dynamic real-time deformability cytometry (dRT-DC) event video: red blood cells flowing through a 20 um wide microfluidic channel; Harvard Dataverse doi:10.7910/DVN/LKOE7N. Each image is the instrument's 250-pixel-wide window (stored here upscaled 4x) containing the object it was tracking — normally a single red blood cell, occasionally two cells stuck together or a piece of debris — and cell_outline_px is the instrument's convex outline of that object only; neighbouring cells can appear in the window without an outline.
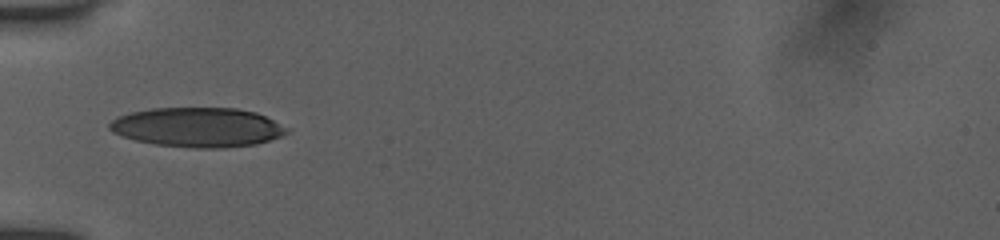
{"species": "human", "species_latin": "Homo sapiens", "temperature_condition": "room temperature", "stored_images_in_passage": 4, "camera_frame_rate_fps": 3000, "um_per_image_px": 0.085, "donor": {"sex": "female"}, "frame": {"image": 1, "passage_image": 1, "time_ms": 0.0, "image_size_px": [1000, 240], "cell_outline_px": [[288, 132], [280, 136], [256, 144], [224, 148], [192, 148], [156, 144], [136, 140], [120, 136], [112, 132], [108, 128], [108, 124], [112, 120], [120, 116], [132, 112], [152, 108], [236, 108], [256, 112], [288, 128]], "centroid_in_image_um": [16.77, 10.82], "position_along_channel_um": 68.2, "area_um2": 40.63}}
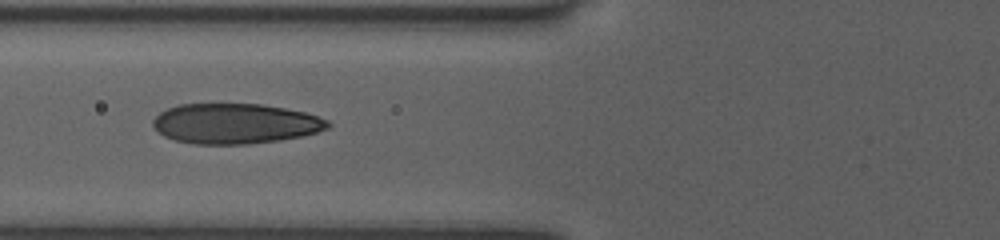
{"frame": {"image": 2, "passage_image": 3, "time_ms": 1.0, "image_size_px": [1000, 240], "cell_outline_px": [[332, 124], [328, 128], [316, 132], [300, 136], [280, 140], [248, 144], [196, 144], [176, 140], [164, 136], [152, 124], [152, 120], [160, 112], [176, 104], [260, 104], [284, 108], [304, 112], [328, 120]], "centroid_in_image_um": [19.98, 10.5], "position_along_channel_um": 105.8, "area_um2": 40.81}}